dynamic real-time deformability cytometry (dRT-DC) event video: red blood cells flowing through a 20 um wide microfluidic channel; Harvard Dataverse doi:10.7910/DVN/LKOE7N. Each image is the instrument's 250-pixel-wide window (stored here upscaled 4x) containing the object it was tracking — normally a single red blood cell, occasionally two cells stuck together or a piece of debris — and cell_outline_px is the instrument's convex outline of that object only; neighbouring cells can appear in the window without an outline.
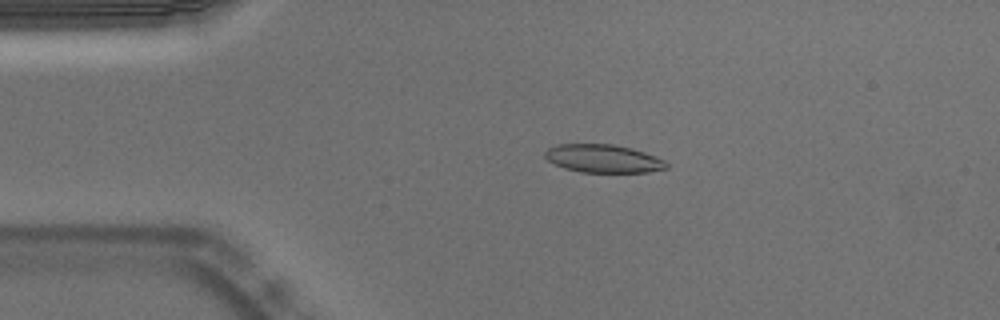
{"species": "Egyptian fruit bat (a non-hibernating species)", "species_latin": "Rousettus aegyptiacus", "temperature_condition": "warm", "stored_images_in_passage": 54, "camera_frame_rate_fps": 3000, "um_per_image_px": 0.085, "animal": {"sex": "male"}, "frame": {"image": 1, "passage_image": 11, "time_ms": 3.333, "image_size_px": [1000, 320], "cell_outline_px": [[668, 168], [648, 172], [580, 172], [564, 168], [548, 160], [544, 156], [544, 152], [548, 148], [556, 144], [612, 144], [632, 148], [656, 156], [664, 160], [668, 164]], "centroid_in_image_um": [51.28, 13.47], "position_along_channel_um": 33.7, "area_um2": 19.94}}
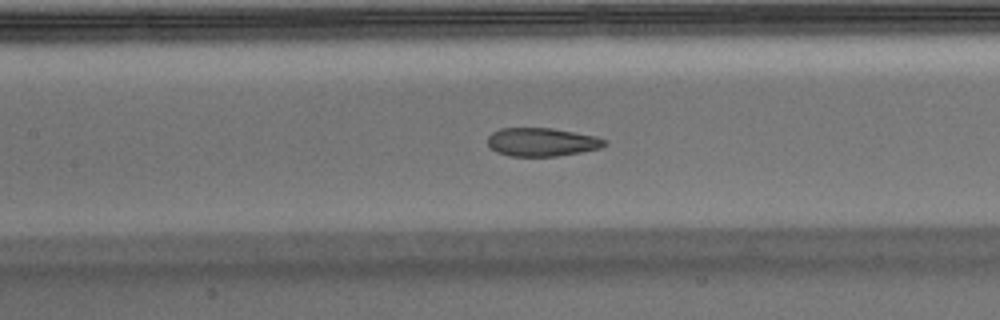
{"frame": {"image": 2, "passage_image": 24, "time_ms": 7.667, "image_size_px": [1000, 320], "cell_outline_px": [[608, 144], [600, 148], [580, 152], [556, 156], [508, 156], [496, 152], [488, 144], [488, 136], [492, 132], [500, 128], [552, 128], [596, 136], [608, 140]], "centroid_in_image_um": [46.07, 12.07], "position_along_channel_um": 161.3, "area_um2": 19.42}}
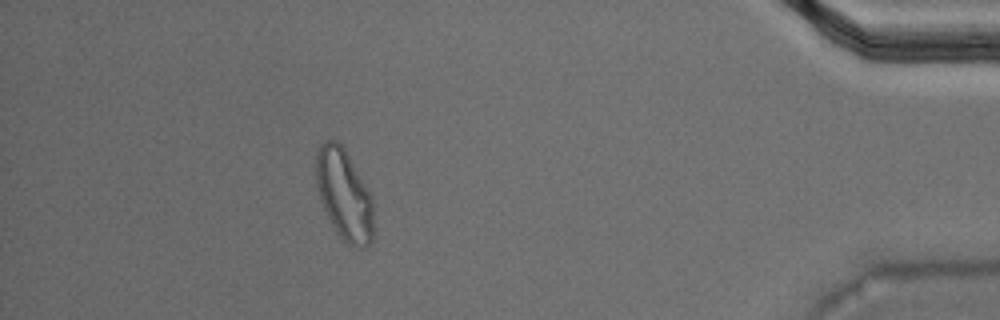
{"frame": {"image": 3, "passage_image": 48, "time_ms": 15.667, "image_size_px": [1000, 320], "cell_outline_px": [[372, 240], [364, 248], [356, 248], [348, 244], [336, 232], [320, 200], [316, 184], [316, 152], [320, 144], [324, 140], [336, 140], [344, 148], [372, 196]], "centroid_in_image_um": [29.23, 16.53], "position_along_channel_um": 406.0, "area_um2": 30.17}, "authors_computed_cell_mechanics": {"area_um2": 20.6346, "velocity_mm_per_s": 3.7319, "shape_relaxation_time_tau1_ms": null, "shape_relaxation_time_tau2_ms": 1.4919, "deformation_change_tau1": null, "deformation_change_tau2": 0.0746}}